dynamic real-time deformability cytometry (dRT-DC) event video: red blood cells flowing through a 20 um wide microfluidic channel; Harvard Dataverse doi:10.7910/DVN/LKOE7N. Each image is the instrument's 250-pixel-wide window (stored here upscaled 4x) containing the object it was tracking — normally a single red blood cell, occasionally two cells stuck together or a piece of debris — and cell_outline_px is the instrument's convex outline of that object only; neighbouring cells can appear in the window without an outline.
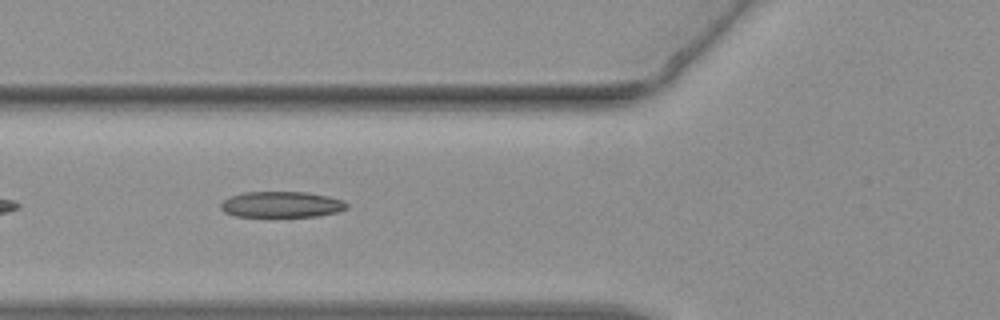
{"species": "common noctule bat (a hibernating species)", "species_latin": "Nyctalus noctula", "temperature_condition": "warm", "stored_images_in_passage": 38, "camera_frame_rate_fps": 3000, "um_per_image_px": 0.085, "animal": {"sex": "female", "body_mass_g": 19.3, "forearm_length_mm": 54.1}, "frame": {"image": 1, "passage_image": 6, "time_ms": 1.667, "image_size_px": [1000, 320], "cell_outline_px": [[348, 208], [340, 212], [320, 216], [236, 216], [224, 212], [220, 208], [220, 204], [224, 200], [232, 196], [244, 192], [304, 192], [328, 196], [344, 200], [348, 204]], "centroid_in_image_um": [23.98, 17.38], "position_along_channel_um": 101.8, "area_um2": 19.07}}
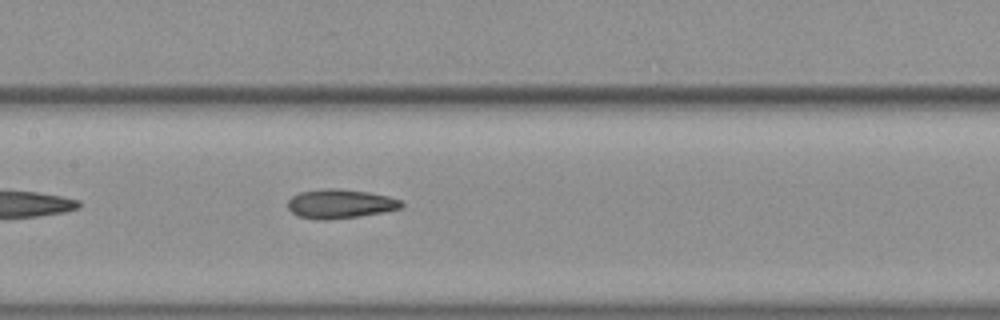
{"frame": {"image": 2, "passage_image": 12, "time_ms": 3.667, "image_size_px": [1000, 320], "cell_outline_px": [[404, 204], [400, 208], [384, 212], [360, 216], [328, 220], [312, 220], [296, 216], [288, 208], [288, 200], [292, 196], [300, 192], [324, 188], [336, 188], [368, 192], [388, 196], [400, 200]], "centroid_in_image_um": [28.88, 17.33], "position_along_channel_um": 178.5, "area_um2": 19.48}}
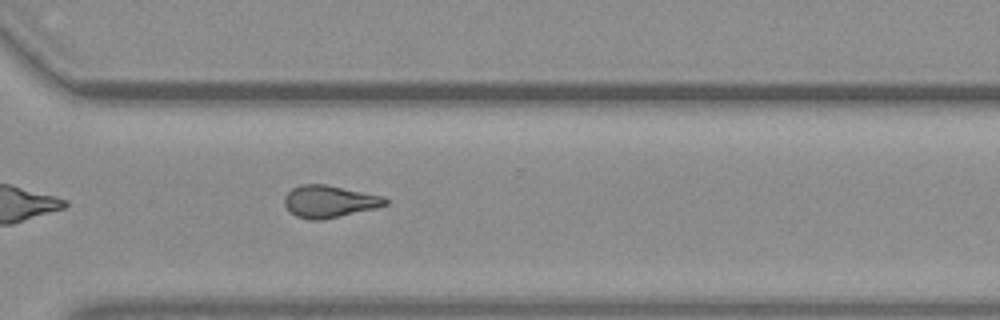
{"frame": {"image": 3, "passage_image": 25, "time_ms": 8.0, "image_size_px": [1000, 320], "cell_outline_px": [[388, 204], [376, 208], [324, 220], [308, 220], [296, 216], [284, 204], [284, 196], [292, 188], [300, 184], [328, 184], [384, 196], [388, 200]], "centroid_in_image_um": [28.01, 17.12], "position_along_channel_um": 342.6, "area_um2": 19.13}}